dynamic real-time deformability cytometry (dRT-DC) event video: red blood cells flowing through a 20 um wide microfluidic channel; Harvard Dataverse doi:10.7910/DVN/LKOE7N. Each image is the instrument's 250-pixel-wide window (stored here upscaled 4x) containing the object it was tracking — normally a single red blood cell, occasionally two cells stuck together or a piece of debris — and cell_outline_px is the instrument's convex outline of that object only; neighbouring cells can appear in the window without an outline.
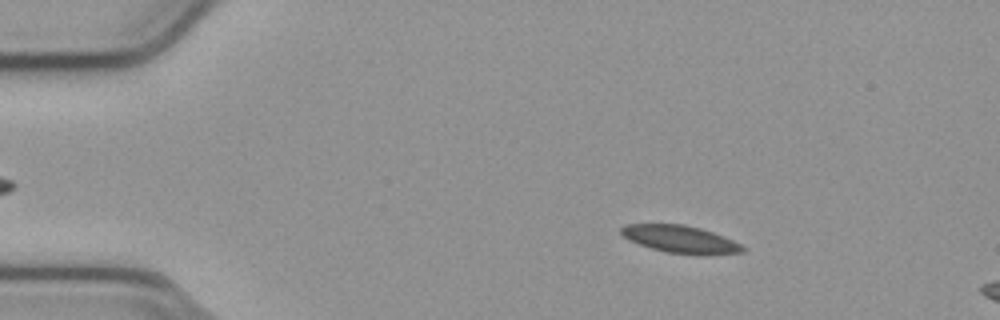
{"species": "common noctule bat (a hibernating species)", "species_latin": "Nyctalus noctula", "temperature_condition": "cold", "stored_images_in_passage": 15, "camera_frame_rate_fps": 3000, "um_per_image_px": 0.085, "animal": {"sex": "male", "body_mass_g": 23.1, "forearm_length_mm": 52.7}, "frame": {"image": 1, "passage_image": 9, "time_ms": 2.667, "image_size_px": [1000, 320], "cell_outline_px": [[744, 252], [708, 256], [696, 256], [668, 252], [652, 248], [628, 240], [620, 232], [620, 228], [624, 224], [684, 224], [700, 228], [724, 236], [740, 244], [744, 248]], "centroid_in_image_um": [57.86, 20.35], "position_along_channel_um": 27.1, "area_um2": 19.65}}